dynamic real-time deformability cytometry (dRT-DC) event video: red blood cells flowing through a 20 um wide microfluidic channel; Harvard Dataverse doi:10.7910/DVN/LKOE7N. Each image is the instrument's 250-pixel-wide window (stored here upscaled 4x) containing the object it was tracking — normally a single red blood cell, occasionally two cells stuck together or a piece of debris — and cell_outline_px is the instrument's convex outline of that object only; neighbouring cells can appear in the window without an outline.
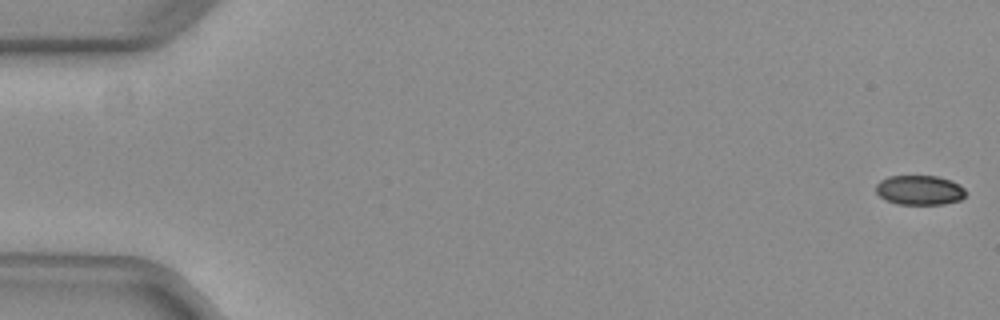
{"species": "common noctule bat (a hibernating species)", "species_latin": "Nyctalus noctula", "temperature_condition": "warm", "stored_images_in_passage": 53, "camera_frame_rate_fps": 3000, "um_per_image_px": 0.085, "animal": {"sex": "female", "body_mass_g": 29.2, "forearm_length_mm": 56.3}, "frame": {"image": 1, "passage_image": 1, "time_ms": 0.0, "image_size_px": [1000, 320], "cell_outline_px": [[964, 196], [960, 200], [944, 204], [896, 204], [884, 200], [876, 192], [876, 184], [880, 180], [888, 176], [936, 176], [952, 180], [960, 184], [964, 188]], "centroid_in_image_um": [78.14, 16.16], "position_along_channel_um": 6.9, "area_um2": 15.61}}
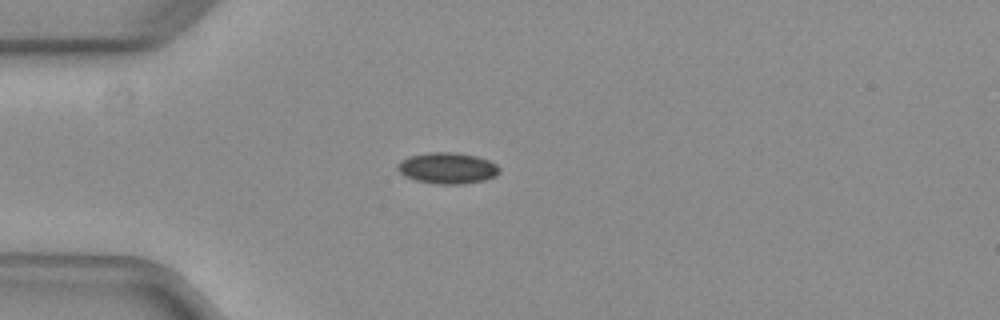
{"frame": {"image": 2, "passage_image": 15, "time_ms": 4.667, "image_size_px": [1000, 320], "cell_outline_px": [[500, 172], [496, 176], [484, 180], [464, 184], [440, 184], [416, 180], [404, 176], [396, 168], [400, 160], [408, 156], [428, 152], [452, 152], [476, 156], [488, 160], [496, 164], [500, 168]], "centroid_in_image_um": [38.03, 14.29], "position_along_channel_um": 47.0, "area_um2": 18.55}}
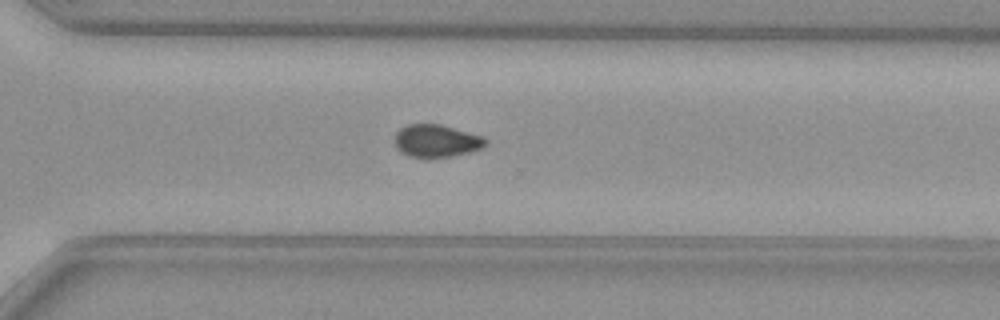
{"frame": {"image": 3, "passage_image": 38, "time_ms": 12.333, "image_size_px": [1000, 320], "cell_outline_px": [[488, 140], [484, 148], [472, 152], [452, 156], [408, 156], [396, 148], [396, 132], [400, 128], [408, 124], [440, 124], [484, 136]], "centroid_in_image_um": [37.15, 11.96], "position_along_channel_um": 333.4, "area_um2": 17.17}}